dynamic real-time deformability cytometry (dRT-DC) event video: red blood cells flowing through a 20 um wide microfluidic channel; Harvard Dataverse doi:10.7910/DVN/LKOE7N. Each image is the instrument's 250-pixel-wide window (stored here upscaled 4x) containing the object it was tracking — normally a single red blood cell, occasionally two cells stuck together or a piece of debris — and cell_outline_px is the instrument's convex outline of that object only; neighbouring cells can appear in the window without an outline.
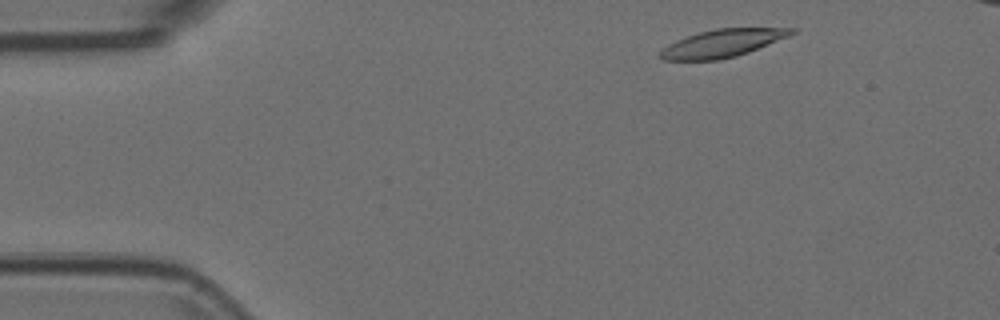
{"species": "Egyptian fruit bat (a non-hibernating species)", "species_latin": "Rousettus aegyptiacus", "temperature_condition": "room temperature", "stored_images_in_passage": 4, "camera_frame_rate_fps": 3000, "um_per_image_px": 0.085, "animal": {"sex": "female"}, "frame": {"image": 1, "passage_image": 1, "time_ms": 0.0, "image_size_px": [1000, 320], "cell_outline_px": [[800, 28], [796, 32], [788, 36], [748, 52], [736, 56], [716, 60], [664, 60], [656, 56], [668, 44], [676, 40], [700, 32], [716, 28]], "centroid_in_image_um": [61.39, 3.68], "position_along_channel_um": 23.6, "area_um2": 21.04}}